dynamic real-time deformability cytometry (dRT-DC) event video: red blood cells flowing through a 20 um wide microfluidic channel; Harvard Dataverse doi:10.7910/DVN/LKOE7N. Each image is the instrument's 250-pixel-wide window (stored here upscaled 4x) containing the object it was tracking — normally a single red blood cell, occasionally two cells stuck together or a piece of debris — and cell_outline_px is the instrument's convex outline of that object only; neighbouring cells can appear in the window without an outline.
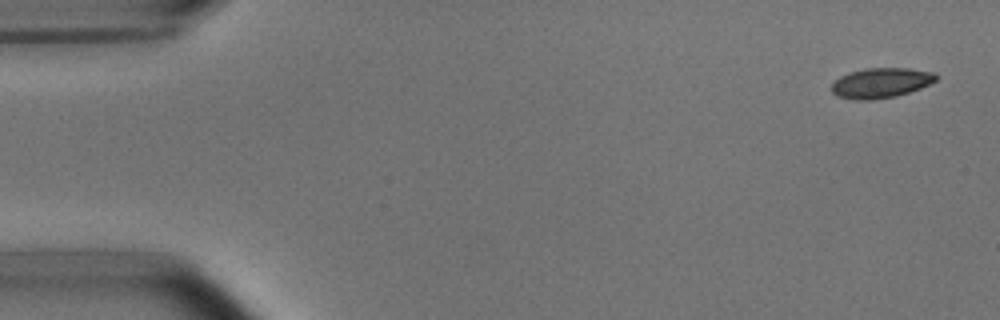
{"species": "common noctule bat (a hibernating species)", "species_latin": "Nyctalus noctula", "temperature_condition": "room temperature", "stored_images_in_passage": 9, "camera_frame_rate_fps": 3000, "um_per_image_px": 0.085, "animal": {"sex": "male", "body_mass_g": 15.6}, "frame": {"image": 1, "passage_image": 1, "time_ms": 0.0, "image_size_px": [1000, 320], "cell_outline_px": [[936, 80], [920, 88], [896, 96], [872, 100], [856, 100], [836, 96], [832, 92], [832, 84], [840, 76], [848, 72], [864, 68], [908, 68], [932, 72], [936, 76]], "centroid_in_image_um": [74.83, 7.05], "position_along_channel_um": 10.2, "area_um2": 18.21}}
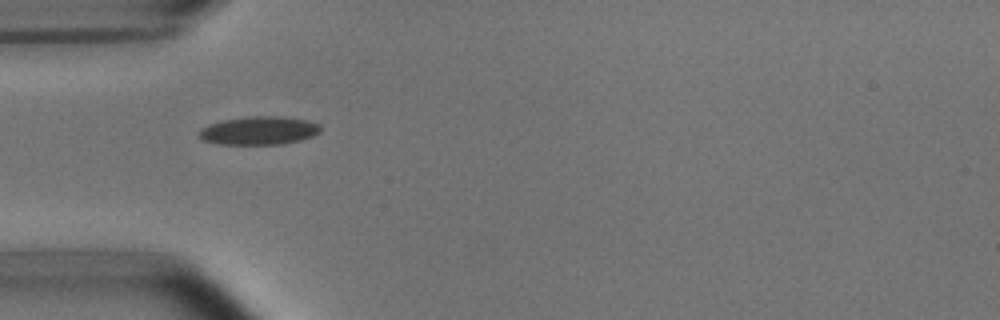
{"frame": {"image": 2, "passage_image": 8, "time_ms": 4.667, "image_size_px": [1000, 320], "cell_outline_px": [[320, 132], [312, 136], [300, 140], [280, 144], [220, 144], [204, 140], [200, 136], [200, 128], [208, 124], [220, 120], [248, 116], [280, 116], [308, 120], [320, 124]], "centroid_in_image_um": [22.02, 11.08], "position_along_channel_um": 63.0, "area_um2": 20.06}}